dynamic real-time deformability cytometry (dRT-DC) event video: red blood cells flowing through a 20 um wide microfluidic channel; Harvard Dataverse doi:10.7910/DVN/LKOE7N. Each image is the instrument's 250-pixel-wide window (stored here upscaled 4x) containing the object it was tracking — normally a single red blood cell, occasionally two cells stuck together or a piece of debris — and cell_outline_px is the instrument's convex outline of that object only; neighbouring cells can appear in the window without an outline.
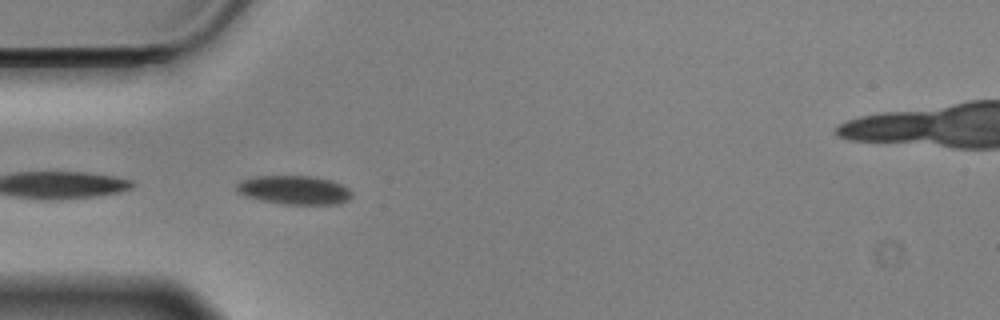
{"species": "Egyptian fruit bat (a non-hibernating species)", "species_latin": "Rousettus aegyptiacus", "temperature_condition": "cold", "stored_images_in_passage": 5, "camera_frame_rate_fps": 3000, "um_per_image_px": 0.085, "animal": {"sex": "male"}, "frame": {"image": 1, "passage_image": 1, "time_ms": 0.0, "image_size_px": [1000, 320], "cell_outline_px": [[352, 196], [348, 200], [336, 204], [284, 204], [260, 200], [244, 196], [236, 192], [236, 184], [252, 176], [308, 176], [332, 180], [348, 188], [352, 192]], "centroid_in_image_um": [24.99, 16.15], "position_along_channel_um": 60.0, "area_um2": 19.36}}